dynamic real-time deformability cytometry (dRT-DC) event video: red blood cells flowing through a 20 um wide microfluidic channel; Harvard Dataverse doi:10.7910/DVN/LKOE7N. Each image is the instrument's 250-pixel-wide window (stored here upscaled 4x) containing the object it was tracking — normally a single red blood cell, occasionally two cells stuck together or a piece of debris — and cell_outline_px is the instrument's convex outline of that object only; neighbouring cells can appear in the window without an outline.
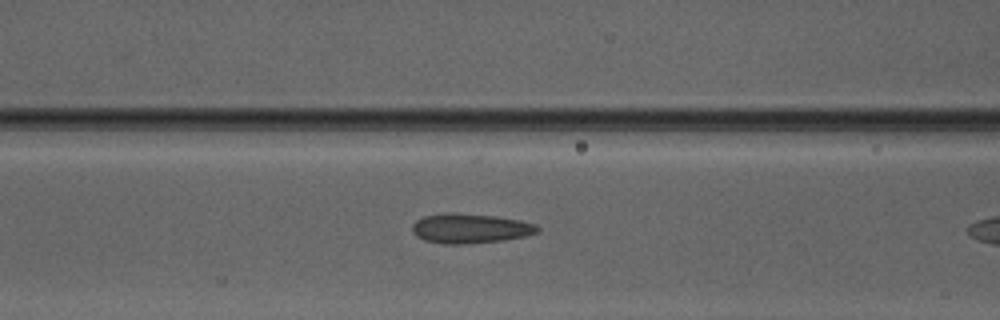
{"species": "Egyptian fruit bat (a non-hibernating species)", "species_latin": "Rousettus aegyptiacus", "temperature_condition": "warm", "stored_images_in_passage": 8, "camera_frame_rate_fps": 3000, "um_per_image_px": 0.085, "animal": {"sex": "male"}, "frame": {"image": 1, "passage_image": 7, "time_ms": 2.0, "image_size_px": [1000, 320], "cell_outline_px": [[540, 228], [536, 232], [524, 236], [500, 240], [464, 244], [444, 244], [424, 240], [416, 236], [412, 232], [412, 224], [416, 220], [424, 216], [496, 216], [520, 220], [536, 224]], "centroid_in_image_um": [39.98, 19.46], "position_along_channel_um": 126.6, "area_um2": 20.52}}